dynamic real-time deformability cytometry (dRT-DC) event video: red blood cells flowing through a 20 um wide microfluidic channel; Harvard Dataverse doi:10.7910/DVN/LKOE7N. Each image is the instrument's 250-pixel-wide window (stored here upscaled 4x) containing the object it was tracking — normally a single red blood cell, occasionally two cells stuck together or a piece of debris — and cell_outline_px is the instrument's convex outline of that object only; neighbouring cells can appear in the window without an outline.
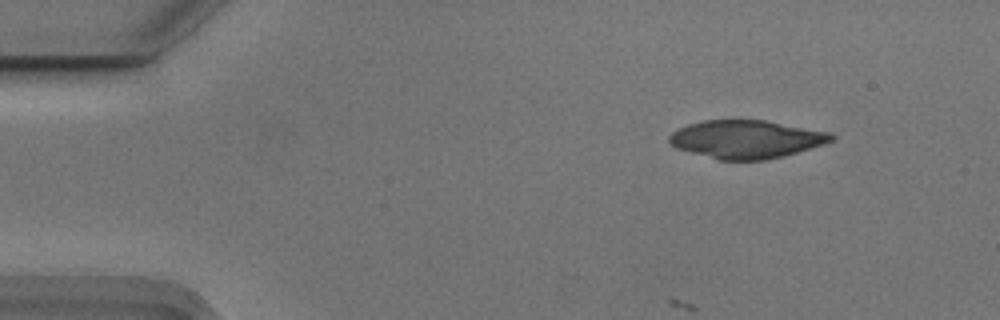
{"species": "Egyptian fruit bat (a non-hibernating species)", "species_latin": "Rousettus aegyptiacus", "temperature_condition": "cold", "stored_images_in_passage": 50, "camera_frame_rate_fps": 3000, "um_per_image_px": 0.085, "animal": {"sex": "male"}, "frame": {"image": 1, "passage_image": 1, "time_ms": 0.0, "image_size_px": [1000, 320], "cell_outline_px": [[836, 136], [832, 140], [824, 144], [784, 156], [764, 160], [720, 160], [676, 148], [668, 140], [668, 136], [672, 132], [688, 124], [700, 120], [764, 120], [828, 132]], "centroid_in_image_um": [63.41, 11.83], "position_along_channel_um": 21.6, "area_um2": 35.78}}